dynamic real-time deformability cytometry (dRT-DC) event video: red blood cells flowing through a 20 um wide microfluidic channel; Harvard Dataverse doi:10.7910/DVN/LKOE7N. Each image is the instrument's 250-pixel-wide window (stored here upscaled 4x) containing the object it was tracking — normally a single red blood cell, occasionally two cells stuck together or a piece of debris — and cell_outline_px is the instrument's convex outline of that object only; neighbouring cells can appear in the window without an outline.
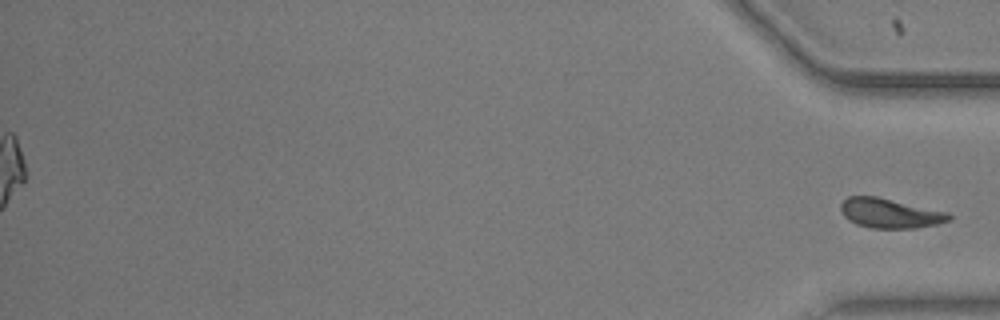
{"species": "common noctule bat (a hibernating species)", "species_latin": "Nyctalus noctula", "temperature_condition": "warm", "stored_images_in_passage": 43, "segment_of_instrument_passage": [2, 2], "camera_frame_rate_fps": 3000, "um_per_image_px": 0.085, "animal": {"sex": "male", "body_mass_g": 20.5, "forearm_length_mm": 52.5}, "frame": {"image": 1, "passage_image": 43, "time_ms": 14.0, "image_size_px": [1000, 320], "cell_outline_px": [[952, 220], [940, 224], [916, 228], [872, 228], [856, 224], [848, 220], [844, 216], [840, 208], [840, 204], [848, 196], [876, 196], [948, 212], [952, 216]], "centroid_in_image_um": [75.67, 18.13], "position_along_channel_um": 359.5, "area_um2": 18.79}}